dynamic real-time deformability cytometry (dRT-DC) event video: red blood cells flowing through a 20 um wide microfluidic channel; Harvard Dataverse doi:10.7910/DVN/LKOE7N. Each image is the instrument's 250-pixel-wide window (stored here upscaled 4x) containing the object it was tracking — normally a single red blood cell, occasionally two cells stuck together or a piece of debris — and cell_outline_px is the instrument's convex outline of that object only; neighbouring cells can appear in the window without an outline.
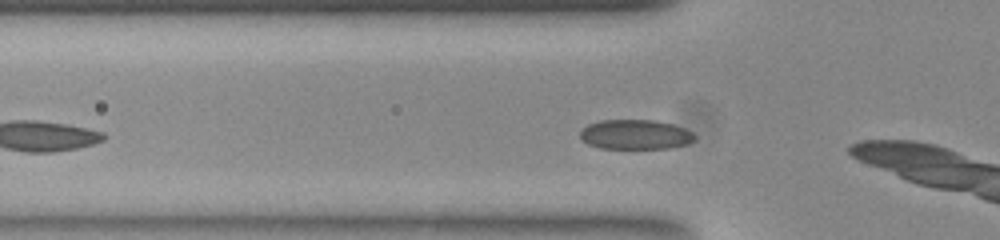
{"species": "common noctule bat (a hibernating species)", "species_latin": "Nyctalus noctula", "temperature_condition": "room temperature", "stored_images_in_passage": 8, "camera_frame_rate_fps": 3000, "um_per_image_px": 0.085, "animal": {"sex": "female", "body_mass_g": 23.0, "forearm_length_mm": 53.4}, "frame": {"image": 1, "passage_image": 3, "time_ms": 0.667, "image_size_px": [1000, 240], "cell_outline_px": [[692, 140], [684, 144], [664, 148], [600, 148], [588, 144], [580, 136], [580, 132], [588, 124], [604, 120], [652, 120], [672, 124], [692, 132]], "centroid_in_image_um": [53.94, 11.43], "position_along_channel_um": 71.9, "area_um2": 19.25}}
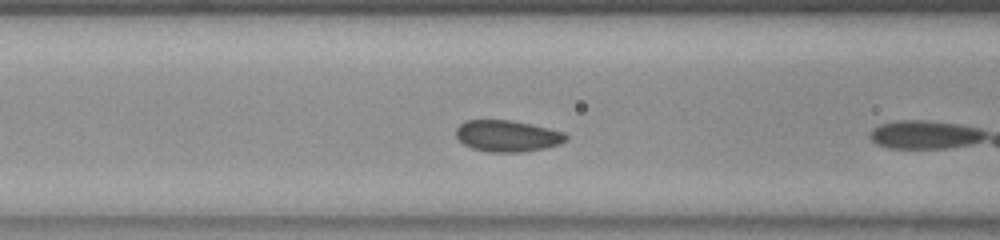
{"frame": {"image": 2, "passage_image": 7, "time_ms": 2.0, "image_size_px": [1000, 240], "cell_outline_px": [[568, 136], [564, 140], [556, 144], [540, 148], [520, 152], [492, 152], [476, 148], [464, 144], [456, 136], [456, 128], [460, 124], [468, 120], [508, 120], [528, 124], [560, 132]], "centroid_in_image_um": [43.04, 11.55], "position_along_channel_um": 123.6, "area_um2": 19.25}}